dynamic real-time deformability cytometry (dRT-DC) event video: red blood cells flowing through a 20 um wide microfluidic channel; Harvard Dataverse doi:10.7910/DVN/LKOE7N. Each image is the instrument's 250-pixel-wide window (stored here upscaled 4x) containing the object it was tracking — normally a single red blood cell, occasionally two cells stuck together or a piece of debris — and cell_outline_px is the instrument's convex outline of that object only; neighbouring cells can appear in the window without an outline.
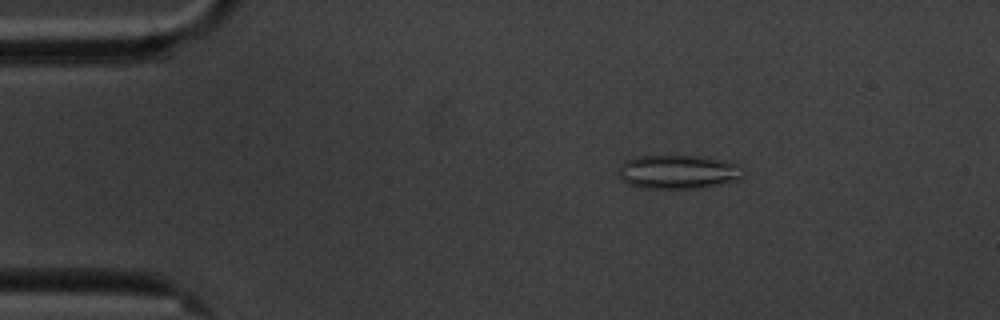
{"species": "common noctule bat (a hibernating species)", "species_latin": "Nyctalus noctula", "temperature_condition": "cold", "stored_images_in_passage": 4, "camera_frame_rate_fps": 3000, "um_per_image_px": 0.085, "animal": {"sex": "male", "body_mass_g": 20.1, "forearm_length_mm": 53.5}, "frame": {"image": 1, "passage_image": 3, "time_ms": 2.333, "image_size_px": [1000, 320], "cell_outline_px": [[744, 176], [740, 180], [720, 184], [696, 188], [644, 188], [632, 184], [624, 180], [620, 176], [620, 164], [636, 156], [704, 156], [736, 164], [744, 168]], "centroid_in_image_um": [57.71, 14.6], "position_along_channel_um": 27.3, "area_um2": 24.39}}